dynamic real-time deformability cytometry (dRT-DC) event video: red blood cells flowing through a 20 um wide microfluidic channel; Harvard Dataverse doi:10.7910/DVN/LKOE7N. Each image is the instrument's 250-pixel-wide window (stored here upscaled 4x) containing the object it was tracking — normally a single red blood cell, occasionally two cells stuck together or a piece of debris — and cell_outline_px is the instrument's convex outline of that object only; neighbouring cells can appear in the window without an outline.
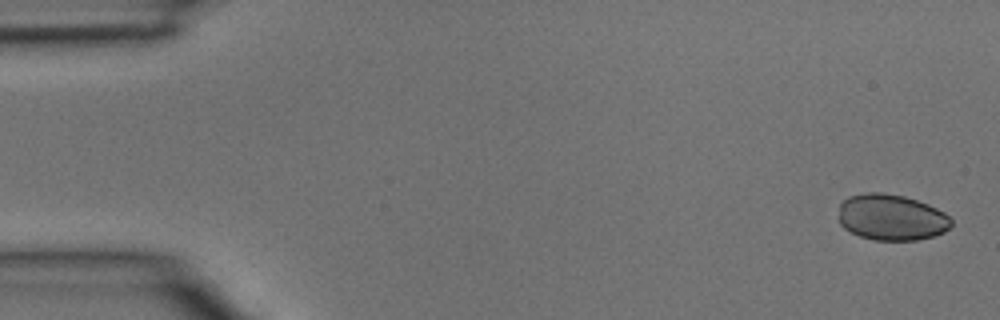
{"species": "common noctule bat (a hibernating species)", "species_latin": "Nyctalus noctula", "temperature_condition": "room temperature", "stored_images_in_passage": 5, "camera_frame_rate_fps": 3000, "um_per_image_px": 0.085, "animal": {"sex": "male", "body_mass_g": 15.6}, "frame": {"image": 1, "passage_image": 5, "time_ms": 1.333, "image_size_px": [1000, 320], "cell_outline_px": [[952, 224], [944, 232], [932, 236], [916, 240], [872, 240], [860, 236], [844, 228], [840, 224], [840, 204], [848, 196], [868, 192], [880, 192], [904, 196], [928, 204], [944, 212], [952, 220]], "centroid_in_image_um": [75.77, 18.47], "position_along_channel_um": 9.2, "area_um2": 30.17}}